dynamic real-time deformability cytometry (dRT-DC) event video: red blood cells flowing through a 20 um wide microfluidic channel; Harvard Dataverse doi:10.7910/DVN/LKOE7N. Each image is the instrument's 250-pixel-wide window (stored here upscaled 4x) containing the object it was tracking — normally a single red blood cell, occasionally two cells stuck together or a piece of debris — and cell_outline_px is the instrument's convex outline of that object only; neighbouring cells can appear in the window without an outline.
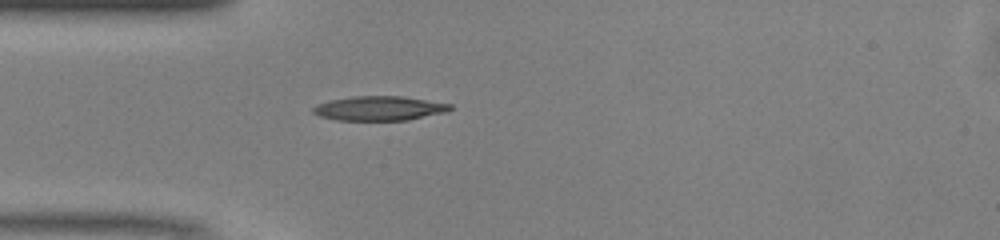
{"species": "common noctule bat (a hibernating species)", "species_latin": "Nyctalus noctula", "temperature_condition": "warm", "stored_images_in_passage": 37, "camera_frame_rate_fps": 3000, "um_per_image_px": 0.085, "animal": {"sex": "male", "body_mass_g": 13.0, "forearm_length_mm": 53.1}, "frame": {"image": 1, "passage_image": 1, "time_ms": 0.0, "image_size_px": [1000, 240], "cell_outline_px": [[452, 108], [448, 112], [408, 120], [336, 120], [320, 116], [312, 112], [312, 108], [316, 104], [332, 100], [352, 96], [400, 96], [452, 104]], "centroid_in_image_um": [32.25, 9.21], "position_along_channel_um": 52.8, "area_um2": 19.48}}
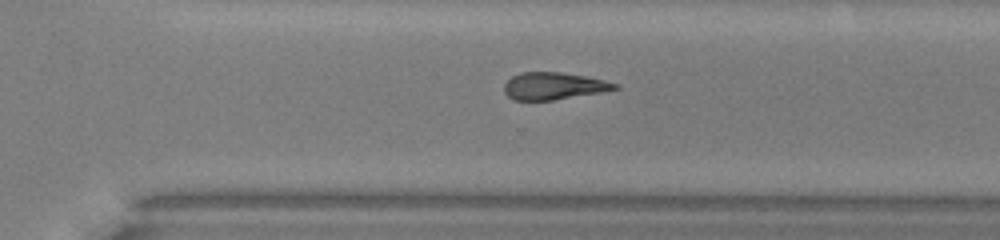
{"frame": {"image": 2, "passage_image": 21, "time_ms": 6.667, "image_size_px": [1000, 240], "cell_outline_px": [[620, 88], [600, 92], [552, 100], [512, 100], [504, 92], [504, 84], [512, 76], [520, 72], [560, 72], [584, 76], [604, 80], [620, 84]], "centroid_in_image_um": [47.04, 7.3], "position_along_channel_um": 323.6, "area_um2": 17.46}}
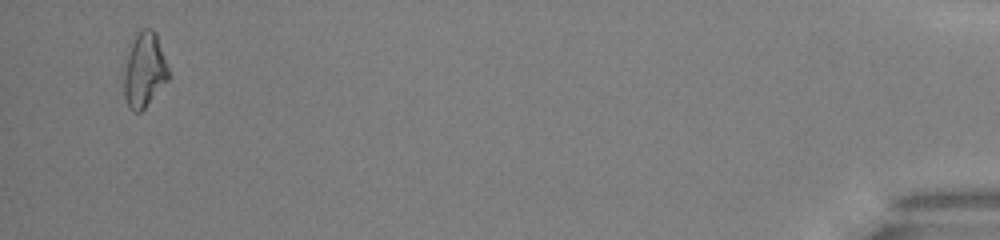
{"frame": {"image": 3, "passage_image": 35, "time_ms": 11.333, "image_size_px": [1000, 240], "cell_outline_px": [[168, 80], [144, 108], [140, 112], [132, 112], [128, 108], [124, 96], [124, 64], [136, 32], [140, 28], [152, 28], [156, 32], [168, 68]], "centroid_in_image_um": [12.25, 5.94], "position_along_channel_um": 423.0, "area_um2": 19.42}, "authors_computed_cell_mechanics": {"area_um2": 18.5538, "velocity_mm_per_s": 4.1382, "shape_relaxation_time_tau1_ms": 4.7355, "shape_relaxation_time_tau2_ms": null, "deformation_change_tau1": 0.1468, "deformation_change_tau2": null}}